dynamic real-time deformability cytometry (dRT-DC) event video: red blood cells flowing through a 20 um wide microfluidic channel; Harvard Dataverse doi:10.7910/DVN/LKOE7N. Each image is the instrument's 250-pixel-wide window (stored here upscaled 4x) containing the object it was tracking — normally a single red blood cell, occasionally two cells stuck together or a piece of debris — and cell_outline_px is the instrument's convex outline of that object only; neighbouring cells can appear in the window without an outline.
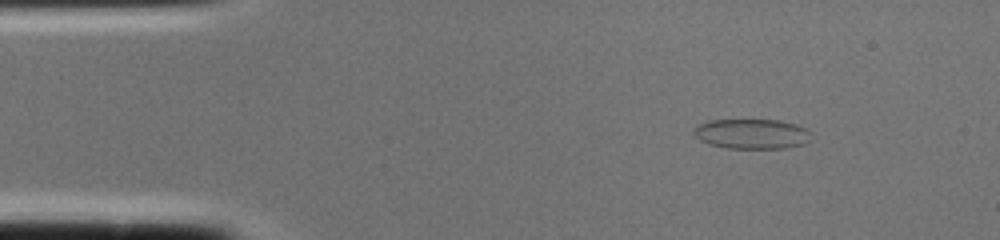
{"species": "common noctule bat (a hibernating species)", "species_latin": "Nyctalus noctula", "temperature_condition": "cold", "stored_images_in_passage": 1, "camera_frame_rate_fps": 3000, "um_per_image_px": 0.085, "animal": {"sex": "female", "body_mass_g": 22.0, "forearm_length_mm": 56.7}, "frame": {"image": 1, "passage_image": 1, "time_ms": 0.0, "image_size_px": [1000, 240], "cell_outline_px": [[812, 140], [804, 144], [788, 148], [724, 148], [708, 144], [700, 140], [692, 132], [692, 128], [708, 120], [780, 120], [796, 124], [808, 128], [812, 132]], "centroid_in_image_um": [63.95, 11.38], "position_along_channel_um": 21.0, "area_um2": 20.92}}